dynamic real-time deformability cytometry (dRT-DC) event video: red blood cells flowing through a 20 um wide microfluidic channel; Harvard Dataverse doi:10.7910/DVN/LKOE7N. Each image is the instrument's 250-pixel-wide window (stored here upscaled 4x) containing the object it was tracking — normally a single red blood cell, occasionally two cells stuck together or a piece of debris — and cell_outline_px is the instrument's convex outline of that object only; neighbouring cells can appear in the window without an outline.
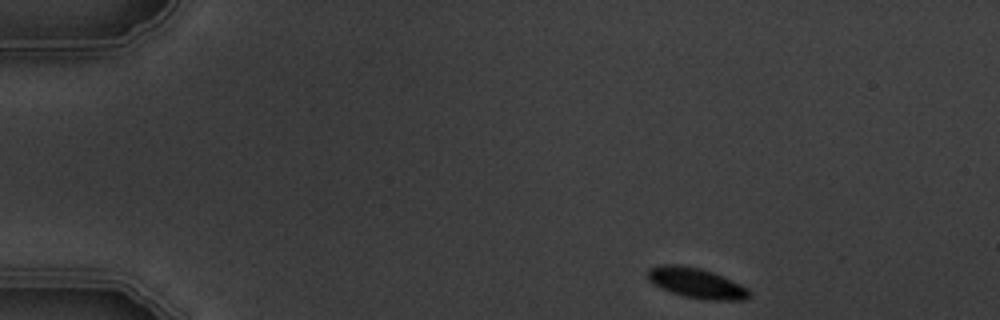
{"species": "common noctule bat (a hibernating species)", "species_latin": "Nyctalus noctula", "temperature_condition": "warm", "stored_images_in_passage": 5, "camera_frame_rate_fps": 3000, "um_per_image_px": 0.085, "animal": {"sex": "male", "body_mass_g": 19.5, "forearm_length_mm": 54.6}, "frame": {"image": 1, "passage_image": 1, "time_ms": 0.0, "image_size_px": [1000, 320], "cell_outline_px": [[752, 296], [744, 300], [704, 300], [684, 296], [660, 288], [652, 284], [648, 280], [648, 268], [664, 264], [676, 264], [700, 268], [712, 272], [740, 284], [748, 288], [752, 292]], "centroid_in_image_um": [59.2, 24.07], "position_along_channel_um": 25.8, "area_um2": 17.98}}
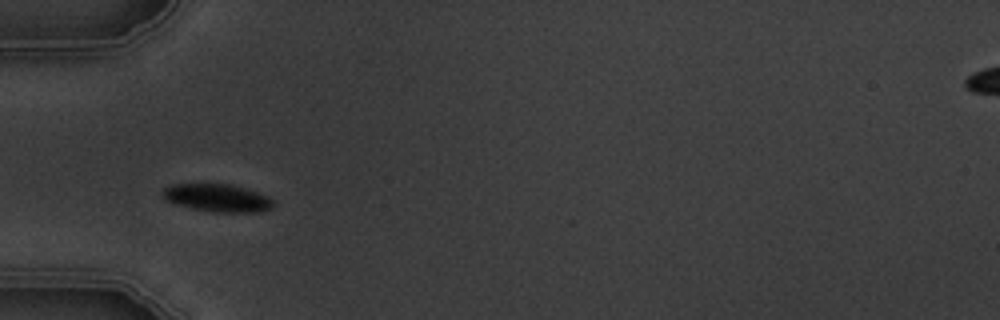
{"frame": {"image": 2, "passage_image": 4, "time_ms": 3.333, "image_size_px": [1000, 320], "cell_outline_px": [[272, 208], [260, 212], [212, 212], [188, 208], [164, 200], [164, 188], [172, 184], [232, 184], [268, 196], [272, 200]], "centroid_in_image_um": [18.46, 16.83], "position_along_channel_um": 66.5, "area_um2": 17.86}}